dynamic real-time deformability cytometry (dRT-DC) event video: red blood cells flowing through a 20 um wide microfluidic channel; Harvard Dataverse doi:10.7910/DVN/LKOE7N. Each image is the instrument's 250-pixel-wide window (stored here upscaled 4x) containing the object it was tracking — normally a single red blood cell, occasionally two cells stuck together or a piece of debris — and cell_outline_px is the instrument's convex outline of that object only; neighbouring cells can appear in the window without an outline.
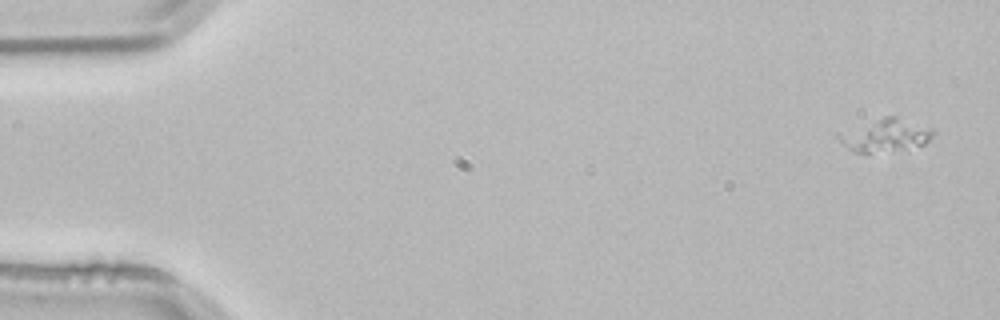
{"species": "common noctule bat (a hibernating species)", "species_latin": "Nyctalus noctula", "temperature_condition": "room temperature", "stored_images_in_passage": 3, "camera_frame_rate_fps": 3000, "um_per_image_px": 0.085, "animal": {"sex": "male", "body_mass_g": 21.5, "forearm_length_mm": 52.0}, "frame": {"image": 1, "passage_image": 1, "time_ms": 0.0, "image_size_px": [1000, 320], "cell_outline_px": [[936, 132], [924, 144], [908, 152], [852, 152], [836, 136], [836, 132], [884, 116], [896, 116], [932, 128]], "centroid_in_image_um": [75.28, 11.53], "position_along_channel_um": 9.7, "area_um2": 18.67}}